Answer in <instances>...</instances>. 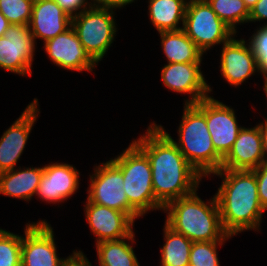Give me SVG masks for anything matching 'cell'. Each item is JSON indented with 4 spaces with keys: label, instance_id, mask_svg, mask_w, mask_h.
<instances>
[{
    "label": "cell",
    "instance_id": "cell-15",
    "mask_svg": "<svg viewBox=\"0 0 267 266\" xmlns=\"http://www.w3.org/2000/svg\"><path fill=\"white\" fill-rule=\"evenodd\" d=\"M84 209L90 229L98 237L96 244L120 240L133 232L134 221L124 212L92 203L88 199Z\"/></svg>",
    "mask_w": 267,
    "mask_h": 266
},
{
    "label": "cell",
    "instance_id": "cell-20",
    "mask_svg": "<svg viewBox=\"0 0 267 266\" xmlns=\"http://www.w3.org/2000/svg\"><path fill=\"white\" fill-rule=\"evenodd\" d=\"M43 174L40 168H14L0 173V194L29 201L37 194Z\"/></svg>",
    "mask_w": 267,
    "mask_h": 266
},
{
    "label": "cell",
    "instance_id": "cell-4",
    "mask_svg": "<svg viewBox=\"0 0 267 266\" xmlns=\"http://www.w3.org/2000/svg\"><path fill=\"white\" fill-rule=\"evenodd\" d=\"M179 142L157 125L179 148L189 164L203 177L221 169L223 158L215 151L205 117V99L196 104H184Z\"/></svg>",
    "mask_w": 267,
    "mask_h": 266
},
{
    "label": "cell",
    "instance_id": "cell-22",
    "mask_svg": "<svg viewBox=\"0 0 267 266\" xmlns=\"http://www.w3.org/2000/svg\"><path fill=\"white\" fill-rule=\"evenodd\" d=\"M149 16L159 32L183 29L187 0H149ZM182 21V27H178Z\"/></svg>",
    "mask_w": 267,
    "mask_h": 266
},
{
    "label": "cell",
    "instance_id": "cell-11",
    "mask_svg": "<svg viewBox=\"0 0 267 266\" xmlns=\"http://www.w3.org/2000/svg\"><path fill=\"white\" fill-rule=\"evenodd\" d=\"M205 117L213 147L224 158L243 127L238 126L235 111L213 96L205 98Z\"/></svg>",
    "mask_w": 267,
    "mask_h": 266
},
{
    "label": "cell",
    "instance_id": "cell-13",
    "mask_svg": "<svg viewBox=\"0 0 267 266\" xmlns=\"http://www.w3.org/2000/svg\"><path fill=\"white\" fill-rule=\"evenodd\" d=\"M201 62L168 63L161 71L164 85L177 93H189L186 104H196L212 91L200 68Z\"/></svg>",
    "mask_w": 267,
    "mask_h": 266
},
{
    "label": "cell",
    "instance_id": "cell-29",
    "mask_svg": "<svg viewBox=\"0 0 267 266\" xmlns=\"http://www.w3.org/2000/svg\"><path fill=\"white\" fill-rule=\"evenodd\" d=\"M250 39L249 43L257 58L260 73L263 74L264 82H267V24L254 32Z\"/></svg>",
    "mask_w": 267,
    "mask_h": 266
},
{
    "label": "cell",
    "instance_id": "cell-1",
    "mask_svg": "<svg viewBox=\"0 0 267 266\" xmlns=\"http://www.w3.org/2000/svg\"><path fill=\"white\" fill-rule=\"evenodd\" d=\"M132 142L149 159L155 199L163 207L197 191L202 176L156 123L147 128L146 135Z\"/></svg>",
    "mask_w": 267,
    "mask_h": 266
},
{
    "label": "cell",
    "instance_id": "cell-9",
    "mask_svg": "<svg viewBox=\"0 0 267 266\" xmlns=\"http://www.w3.org/2000/svg\"><path fill=\"white\" fill-rule=\"evenodd\" d=\"M21 244V266H66L77 254L59 259L54 241L53 228L42 220L27 224Z\"/></svg>",
    "mask_w": 267,
    "mask_h": 266
},
{
    "label": "cell",
    "instance_id": "cell-12",
    "mask_svg": "<svg viewBox=\"0 0 267 266\" xmlns=\"http://www.w3.org/2000/svg\"><path fill=\"white\" fill-rule=\"evenodd\" d=\"M35 98L0 138V173L13 170L25 148L39 114Z\"/></svg>",
    "mask_w": 267,
    "mask_h": 266
},
{
    "label": "cell",
    "instance_id": "cell-10",
    "mask_svg": "<svg viewBox=\"0 0 267 266\" xmlns=\"http://www.w3.org/2000/svg\"><path fill=\"white\" fill-rule=\"evenodd\" d=\"M35 43L28 25H10L0 37V68L31 76Z\"/></svg>",
    "mask_w": 267,
    "mask_h": 266
},
{
    "label": "cell",
    "instance_id": "cell-17",
    "mask_svg": "<svg viewBox=\"0 0 267 266\" xmlns=\"http://www.w3.org/2000/svg\"><path fill=\"white\" fill-rule=\"evenodd\" d=\"M79 175L80 172L70 164L45 165L36 195L48 203L63 202L79 188Z\"/></svg>",
    "mask_w": 267,
    "mask_h": 266
},
{
    "label": "cell",
    "instance_id": "cell-7",
    "mask_svg": "<svg viewBox=\"0 0 267 266\" xmlns=\"http://www.w3.org/2000/svg\"><path fill=\"white\" fill-rule=\"evenodd\" d=\"M183 30L202 53L216 44L228 42L236 35L206 0H188Z\"/></svg>",
    "mask_w": 267,
    "mask_h": 266
},
{
    "label": "cell",
    "instance_id": "cell-24",
    "mask_svg": "<svg viewBox=\"0 0 267 266\" xmlns=\"http://www.w3.org/2000/svg\"><path fill=\"white\" fill-rule=\"evenodd\" d=\"M164 234V240L166 241L161 248V266H189V256L193 242L183 234L175 232L166 223Z\"/></svg>",
    "mask_w": 267,
    "mask_h": 266
},
{
    "label": "cell",
    "instance_id": "cell-23",
    "mask_svg": "<svg viewBox=\"0 0 267 266\" xmlns=\"http://www.w3.org/2000/svg\"><path fill=\"white\" fill-rule=\"evenodd\" d=\"M134 232L120 240L102 241L96 244L100 266H140L133 246ZM127 240V241H126Z\"/></svg>",
    "mask_w": 267,
    "mask_h": 266
},
{
    "label": "cell",
    "instance_id": "cell-6",
    "mask_svg": "<svg viewBox=\"0 0 267 266\" xmlns=\"http://www.w3.org/2000/svg\"><path fill=\"white\" fill-rule=\"evenodd\" d=\"M113 10L93 6L72 17L71 27L85 51L98 63L113 43L116 24Z\"/></svg>",
    "mask_w": 267,
    "mask_h": 266
},
{
    "label": "cell",
    "instance_id": "cell-5",
    "mask_svg": "<svg viewBox=\"0 0 267 266\" xmlns=\"http://www.w3.org/2000/svg\"><path fill=\"white\" fill-rule=\"evenodd\" d=\"M123 174V188L129 204L141 215L164 209L155 199L148 157L132 142L117 158L111 159Z\"/></svg>",
    "mask_w": 267,
    "mask_h": 266
},
{
    "label": "cell",
    "instance_id": "cell-33",
    "mask_svg": "<svg viewBox=\"0 0 267 266\" xmlns=\"http://www.w3.org/2000/svg\"><path fill=\"white\" fill-rule=\"evenodd\" d=\"M91 1H93L94 5L97 7L107 8L110 10L121 8L127 4H131L132 2H134V0H91Z\"/></svg>",
    "mask_w": 267,
    "mask_h": 266
},
{
    "label": "cell",
    "instance_id": "cell-26",
    "mask_svg": "<svg viewBox=\"0 0 267 266\" xmlns=\"http://www.w3.org/2000/svg\"><path fill=\"white\" fill-rule=\"evenodd\" d=\"M22 236L0 228V266H21Z\"/></svg>",
    "mask_w": 267,
    "mask_h": 266
},
{
    "label": "cell",
    "instance_id": "cell-31",
    "mask_svg": "<svg viewBox=\"0 0 267 266\" xmlns=\"http://www.w3.org/2000/svg\"><path fill=\"white\" fill-rule=\"evenodd\" d=\"M54 1L71 18L94 6V3L92 4V2H88V0H54ZM78 10L79 12H77Z\"/></svg>",
    "mask_w": 267,
    "mask_h": 266
},
{
    "label": "cell",
    "instance_id": "cell-27",
    "mask_svg": "<svg viewBox=\"0 0 267 266\" xmlns=\"http://www.w3.org/2000/svg\"><path fill=\"white\" fill-rule=\"evenodd\" d=\"M226 240L193 242L190 256L189 266H219V258L217 254V245H221Z\"/></svg>",
    "mask_w": 267,
    "mask_h": 266
},
{
    "label": "cell",
    "instance_id": "cell-2",
    "mask_svg": "<svg viewBox=\"0 0 267 266\" xmlns=\"http://www.w3.org/2000/svg\"><path fill=\"white\" fill-rule=\"evenodd\" d=\"M213 175L223 177L215 196L224 230L231 236L243 230H259L265 211L259 200L255 172L220 169Z\"/></svg>",
    "mask_w": 267,
    "mask_h": 266
},
{
    "label": "cell",
    "instance_id": "cell-25",
    "mask_svg": "<svg viewBox=\"0 0 267 266\" xmlns=\"http://www.w3.org/2000/svg\"><path fill=\"white\" fill-rule=\"evenodd\" d=\"M217 16L235 33L236 25L247 23L250 11L243 0H206Z\"/></svg>",
    "mask_w": 267,
    "mask_h": 266
},
{
    "label": "cell",
    "instance_id": "cell-37",
    "mask_svg": "<svg viewBox=\"0 0 267 266\" xmlns=\"http://www.w3.org/2000/svg\"><path fill=\"white\" fill-rule=\"evenodd\" d=\"M243 1L245 2L246 7L250 11L255 6L258 0H243Z\"/></svg>",
    "mask_w": 267,
    "mask_h": 266
},
{
    "label": "cell",
    "instance_id": "cell-21",
    "mask_svg": "<svg viewBox=\"0 0 267 266\" xmlns=\"http://www.w3.org/2000/svg\"><path fill=\"white\" fill-rule=\"evenodd\" d=\"M168 63L201 62L203 53L183 29L159 32Z\"/></svg>",
    "mask_w": 267,
    "mask_h": 266
},
{
    "label": "cell",
    "instance_id": "cell-36",
    "mask_svg": "<svg viewBox=\"0 0 267 266\" xmlns=\"http://www.w3.org/2000/svg\"><path fill=\"white\" fill-rule=\"evenodd\" d=\"M11 24L4 17V15L0 12V37L5 35L6 30L9 28Z\"/></svg>",
    "mask_w": 267,
    "mask_h": 266
},
{
    "label": "cell",
    "instance_id": "cell-3",
    "mask_svg": "<svg viewBox=\"0 0 267 266\" xmlns=\"http://www.w3.org/2000/svg\"><path fill=\"white\" fill-rule=\"evenodd\" d=\"M206 204L193 194L169 202L166 224L192 242L227 240L232 236L223 228L216 196Z\"/></svg>",
    "mask_w": 267,
    "mask_h": 266
},
{
    "label": "cell",
    "instance_id": "cell-18",
    "mask_svg": "<svg viewBox=\"0 0 267 266\" xmlns=\"http://www.w3.org/2000/svg\"><path fill=\"white\" fill-rule=\"evenodd\" d=\"M264 163L262 136L258 126L243 127L231 150L223 158L221 169L254 170Z\"/></svg>",
    "mask_w": 267,
    "mask_h": 266
},
{
    "label": "cell",
    "instance_id": "cell-30",
    "mask_svg": "<svg viewBox=\"0 0 267 266\" xmlns=\"http://www.w3.org/2000/svg\"><path fill=\"white\" fill-rule=\"evenodd\" d=\"M257 179L258 196L264 211L267 210V163L260 164L253 170Z\"/></svg>",
    "mask_w": 267,
    "mask_h": 266
},
{
    "label": "cell",
    "instance_id": "cell-19",
    "mask_svg": "<svg viewBox=\"0 0 267 266\" xmlns=\"http://www.w3.org/2000/svg\"><path fill=\"white\" fill-rule=\"evenodd\" d=\"M72 18L54 0H34L28 24L34 41L55 38L71 27Z\"/></svg>",
    "mask_w": 267,
    "mask_h": 266
},
{
    "label": "cell",
    "instance_id": "cell-16",
    "mask_svg": "<svg viewBox=\"0 0 267 266\" xmlns=\"http://www.w3.org/2000/svg\"><path fill=\"white\" fill-rule=\"evenodd\" d=\"M244 39L232 37L223 44L221 53V75L231 85L239 86L253 73L259 72L258 61L253 49Z\"/></svg>",
    "mask_w": 267,
    "mask_h": 266
},
{
    "label": "cell",
    "instance_id": "cell-28",
    "mask_svg": "<svg viewBox=\"0 0 267 266\" xmlns=\"http://www.w3.org/2000/svg\"><path fill=\"white\" fill-rule=\"evenodd\" d=\"M34 0H0V12L11 25H28Z\"/></svg>",
    "mask_w": 267,
    "mask_h": 266
},
{
    "label": "cell",
    "instance_id": "cell-32",
    "mask_svg": "<svg viewBox=\"0 0 267 266\" xmlns=\"http://www.w3.org/2000/svg\"><path fill=\"white\" fill-rule=\"evenodd\" d=\"M267 19V0H258L250 10L248 22L263 21Z\"/></svg>",
    "mask_w": 267,
    "mask_h": 266
},
{
    "label": "cell",
    "instance_id": "cell-14",
    "mask_svg": "<svg viewBox=\"0 0 267 266\" xmlns=\"http://www.w3.org/2000/svg\"><path fill=\"white\" fill-rule=\"evenodd\" d=\"M44 48L51 61L64 69L92 72L95 68L96 62L85 51L72 27L45 41Z\"/></svg>",
    "mask_w": 267,
    "mask_h": 266
},
{
    "label": "cell",
    "instance_id": "cell-34",
    "mask_svg": "<svg viewBox=\"0 0 267 266\" xmlns=\"http://www.w3.org/2000/svg\"><path fill=\"white\" fill-rule=\"evenodd\" d=\"M76 253L66 266H92L83 252L77 251Z\"/></svg>",
    "mask_w": 267,
    "mask_h": 266
},
{
    "label": "cell",
    "instance_id": "cell-35",
    "mask_svg": "<svg viewBox=\"0 0 267 266\" xmlns=\"http://www.w3.org/2000/svg\"><path fill=\"white\" fill-rule=\"evenodd\" d=\"M262 136V148L264 153V163H267V122L257 125ZM266 157V158H265Z\"/></svg>",
    "mask_w": 267,
    "mask_h": 266
},
{
    "label": "cell",
    "instance_id": "cell-38",
    "mask_svg": "<svg viewBox=\"0 0 267 266\" xmlns=\"http://www.w3.org/2000/svg\"><path fill=\"white\" fill-rule=\"evenodd\" d=\"M264 91H265L266 97H267V82H264ZM265 122H267V118H266Z\"/></svg>",
    "mask_w": 267,
    "mask_h": 266
},
{
    "label": "cell",
    "instance_id": "cell-8",
    "mask_svg": "<svg viewBox=\"0 0 267 266\" xmlns=\"http://www.w3.org/2000/svg\"><path fill=\"white\" fill-rule=\"evenodd\" d=\"M94 172L87 190L90 202L124 212L133 221L141 216L129 204L123 188V174L112 160L98 165Z\"/></svg>",
    "mask_w": 267,
    "mask_h": 266
}]
</instances>
